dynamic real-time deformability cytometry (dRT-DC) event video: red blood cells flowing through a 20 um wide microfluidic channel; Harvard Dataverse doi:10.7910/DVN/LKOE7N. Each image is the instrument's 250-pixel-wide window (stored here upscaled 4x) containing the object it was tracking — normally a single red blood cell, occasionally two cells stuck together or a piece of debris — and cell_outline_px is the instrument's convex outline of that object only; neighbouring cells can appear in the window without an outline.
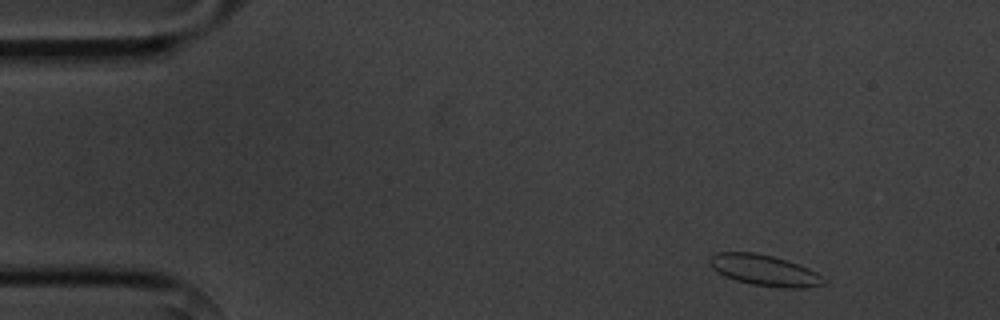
{"species": "common noctule bat (a hibernating species)", "species_latin": "Nyctalus noctula", "temperature_condition": "cold", "stored_images_in_passage": 3, "camera_frame_rate_fps": 3000, "um_per_image_px": 0.085, "animal": {"sex": "male", "body_mass_g": 20.1, "forearm_length_mm": 53.5}, "frame": {"image": 1, "passage_image": 1, "time_ms": 0.0, "image_size_px": [1000, 320], "cell_outline_px": [[828, 284], [804, 288], [780, 288], [752, 284], [736, 280], [724, 276], [716, 272], [708, 264], [708, 256], [716, 252], [756, 252], [772, 256], [808, 268], [816, 272], [828, 280]], "centroid_in_image_um": [64.96, 22.98], "position_along_channel_um": 20.0, "area_um2": 20.87}}
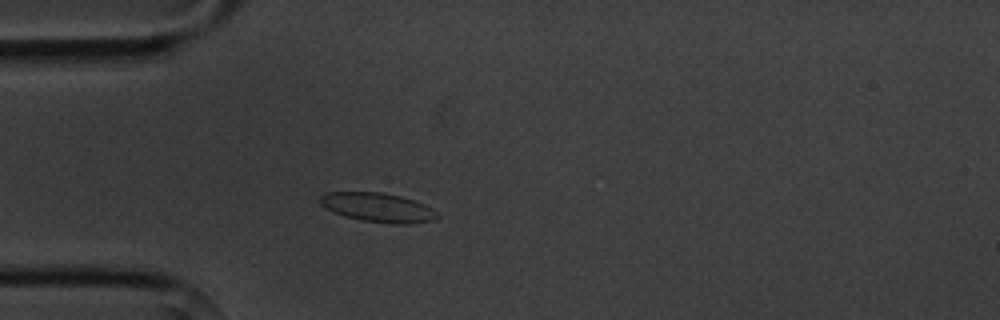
{"frame": {"image": 2, "passage_image": 3, "time_ms": 3.0, "image_size_px": [1000, 320], "cell_outline_px": [[440, 216], [432, 220], [408, 224], [392, 224], [360, 220], [344, 216], [332, 212], [320, 204], [320, 196], [328, 192], [380, 192], [400, 196], [424, 204], [432, 208]], "centroid_in_image_um": [32.1, 17.64], "position_along_channel_um": 52.9, "area_um2": 19.88}}